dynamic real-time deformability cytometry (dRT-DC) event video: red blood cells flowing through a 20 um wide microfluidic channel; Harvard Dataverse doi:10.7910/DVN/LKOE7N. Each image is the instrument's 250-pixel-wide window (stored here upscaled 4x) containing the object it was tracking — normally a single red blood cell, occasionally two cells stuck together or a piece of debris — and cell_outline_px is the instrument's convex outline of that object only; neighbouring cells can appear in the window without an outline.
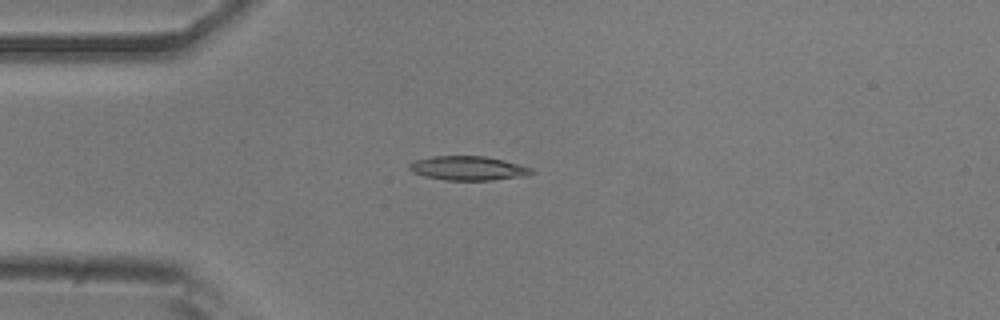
{"species": "common noctule bat (a hibernating species)", "species_latin": "Nyctalus noctula", "temperature_condition": "room temperature", "stored_images_in_passage": 41, "camera_frame_rate_fps": 3000, "um_per_image_px": 0.085, "animal": {"sex": "male", "body_mass_g": 20.5, "forearm_length_mm": 52.5}, "frame": {"image": 1, "passage_image": 1, "time_ms": 0.0, "image_size_px": [1000, 320], "cell_outline_px": [[536, 172], [524, 176], [492, 180], [444, 180], [424, 176], [412, 172], [408, 168], [408, 164], [416, 160], [432, 156], [484, 156], [504, 160], [532, 168]], "centroid_in_image_um": [39.78, 14.3], "position_along_channel_um": 45.2, "area_um2": 17.22}}
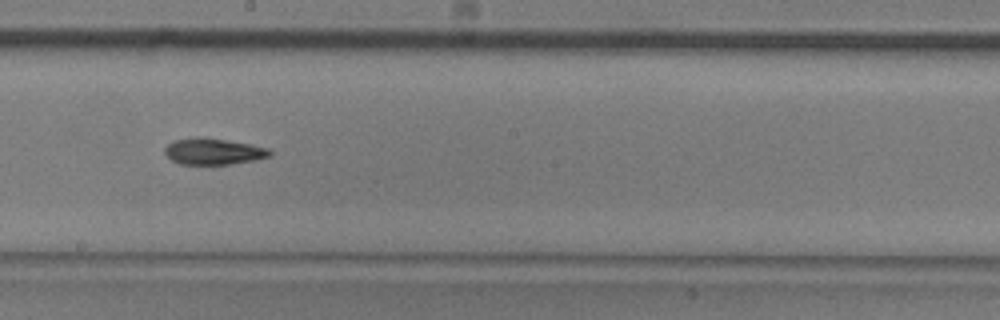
{"frame": {"image": 2, "passage_image": 17, "time_ms": 5.333, "image_size_px": [1000, 320], "cell_outline_px": [[272, 156], [252, 160], [228, 164], [180, 164], [172, 160], [164, 152], [164, 148], [172, 140], [196, 136], [200, 136], [252, 144], [268, 148], [272, 152]], "centroid_in_image_um": [18.12, 12.85], "position_along_channel_um": 230.1, "area_um2": 16.18}}
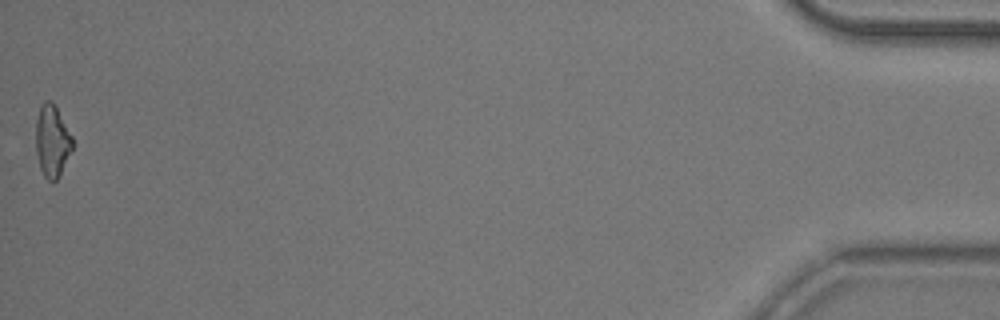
{"frame": {"image": 3, "passage_image": 41, "time_ms": 13.333, "image_size_px": [1000, 320], "cell_outline_px": [[72, 148], [60, 176], [56, 180], [48, 180], [44, 176], [40, 168], [36, 152], [36, 120], [40, 108], [44, 100], [52, 100], [56, 104], [72, 136]], "centroid_in_image_um": [4.43, 11.95], "position_along_channel_um": 430.8, "area_um2": 15.43}, "authors_computed_cell_mechanics": {"area_um2": 15.9528, "velocity_mm_per_s": 3.7504, "shape_relaxation_time_tau1_ms": 7.2196, "shape_relaxation_time_tau2_ms": 7.6096, "deformation_change_tau1": 0.16, "deformation_change_tau2": 0.1744}}